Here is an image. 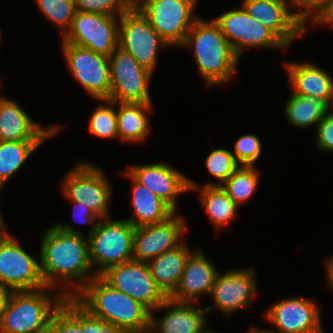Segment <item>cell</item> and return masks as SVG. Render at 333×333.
<instances>
[{"mask_svg": "<svg viewBox=\"0 0 333 333\" xmlns=\"http://www.w3.org/2000/svg\"><path fill=\"white\" fill-rule=\"evenodd\" d=\"M126 171L174 212L178 209V196L190 192L189 177L167 163L131 165Z\"/></svg>", "mask_w": 333, "mask_h": 333, "instance_id": "18", "label": "cell"}, {"mask_svg": "<svg viewBox=\"0 0 333 333\" xmlns=\"http://www.w3.org/2000/svg\"><path fill=\"white\" fill-rule=\"evenodd\" d=\"M328 114L333 117V97L330 99V102L328 104Z\"/></svg>", "mask_w": 333, "mask_h": 333, "instance_id": "46", "label": "cell"}, {"mask_svg": "<svg viewBox=\"0 0 333 333\" xmlns=\"http://www.w3.org/2000/svg\"><path fill=\"white\" fill-rule=\"evenodd\" d=\"M195 249L190 250L188 245L182 242L176 248L163 252L148 262L154 281L168 298L177 289L187 258Z\"/></svg>", "mask_w": 333, "mask_h": 333, "instance_id": "25", "label": "cell"}, {"mask_svg": "<svg viewBox=\"0 0 333 333\" xmlns=\"http://www.w3.org/2000/svg\"><path fill=\"white\" fill-rule=\"evenodd\" d=\"M166 310L161 318L154 311ZM206 308H196L194 303L177 302L168 298L150 312V332L153 333H201L207 328Z\"/></svg>", "mask_w": 333, "mask_h": 333, "instance_id": "21", "label": "cell"}, {"mask_svg": "<svg viewBox=\"0 0 333 333\" xmlns=\"http://www.w3.org/2000/svg\"><path fill=\"white\" fill-rule=\"evenodd\" d=\"M88 333H126L115 325L92 316L88 312Z\"/></svg>", "mask_w": 333, "mask_h": 333, "instance_id": "40", "label": "cell"}, {"mask_svg": "<svg viewBox=\"0 0 333 333\" xmlns=\"http://www.w3.org/2000/svg\"><path fill=\"white\" fill-rule=\"evenodd\" d=\"M260 180L256 166H240L221 186L239 206L252 198Z\"/></svg>", "mask_w": 333, "mask_h": 333, "instance_id": "31", "label": "cell"}, {"mask_svg": "<svg viewBox=\"0 0 333 333\" xmlns=\"http://www.w3.org/2000/svg\"><path fill=\"white\" fill-rule=\"evenodd\" d=\"M134 234L135 227L125 218L99 219L88 236L90 263L97 276L112 266L133 259Z\"/></svg>", "mask_w": 333, "mask_h": 333, "instance_id": "5", "label": "cell"}, {"mask_svg": "<svg viewBox=\"0 0 333 333\" xmlns=\"http://www.w3.org/2000/svg\"><path fill=\"white\" fill-rule=\"evenodd\" d=\"M134 4L138 1V0H131Z\"/></svg>", "mask_w": 333, "mask_h": 333, "instance_id": "50", "label": "cell"}, {"mask_svg": "<svg viewBox=\"0 0 333 333\" xmlns=\"http://www.w3.org/2000/svg\"><path fill=\"white\" fill-rule=\"evenodd\" d=\"M124 175L131 180L132 217L125 218L134 227L161 223L175 212L158 196L137 182L126 170Z\"/></svg>", "mask_w": 333, "mask_h": 333, "instance_id": "24", "label": "cell"}, {"mask_svg": "<svg viewBox=\"0 0 333 333\" xmlns=\"http://www.w3.org/2000/svg\"><path fill=\"white\" fill-rule=\"evenodd\" d=\"M46 141H0V186L4 187Z\"/></svg>", "mask_w": 333, "mask_h": 333, "instance_id": "29", "label": "cell"}, {"mask_svg": "<svg viewBox=\"0 0 333 333\" xmlns=\"http://www.w3.org/2000/svg\"><path fill=\"white\" fill-rule=\"evenodd\" d=\"M61 51L69 74L88 95L97 100L109 99V57L67 42H61Z\"/></svg>", "mask_w": 333, "mask_h": 333, "instance_id": "10", "label": "cell"}, {"mask_svg": "<svg viewBox=\"0 0 333 333\" xmlns=\"http://www.w3.org/2000/svg\"><path fill=\"white\" fill-rule=\"evenodd\" d=\"M74 299L92 316L126 333L150 330V311L129 295L112 288L100 276L91 279Z\"/></svg>", "mask_w": 333, "mask_h": 333, "instance_id": "2", "label": "cell"}, {"mask_svg": "<svg viewBox=\"0 0 333 333\" xmlns=\"http://www.w3.org/2000/svg\"><path fill=\"white\" fill-rule=\"evenodd\" d=\"M325 274L327 280V286L330 290L333 291V255L329 256V258L325 259Z\"/></svg>", "mask_w": 333, "mask_h": 333, "instance_id": "42", "label": "cell"}, {"mask_svg": "<svg viewBox=\"0 0 333 333\" xmlns=\"http://www.w3.org/2000/svg\"><path fill=\"white\" fill-rule=\"evenodd\" d=\"M242 7L252 18L267 27L287 48L307 31L294 16L288 2L243 0Z\"/></svg>", "mask_w": 333, "mask_h": 333, "instance_id": "19", "label": "cell"}, {"mask_svg": "<svg viewBox=\"0 0 333 333\" xmlns=\"http://www.w3.org/2000/svg\"><path fill=\"white\" fill-rule=\"evenodd\" d=\"M62 128L41 127L17 102L0 95V141H48Z\"/></svg>", "mask_w": 333, "mask_h": 333, "instance_id": "20", "label": "cell"}, {"mask_svg": "<svg viewBox=\"0 0 333 333\" xmlns=\"http://www.w3.org/2000/svg\"><path fill=\"white\" fill-rule=\"evenodd\" d=\"M234 157L240 166H255L262 152L259 136L255 134L241 135L234 143Z\"/></svg>", "mask_w": 333, "mask_h": 333, "instance_id": "36", "label": "cell"}, {"mask_svg": "<svg viewBox=\"0 0 333 333\" xmlns=\"http://www.w3.org/2000/svg\"><path fill=\"white\" fill-rule=\"evenodd\" d=\"M0 285L10 291H30L47 287L35 259L9 232L0 233Z\"/></svg>", "mask_w": 333, "mask_h": 333, "instance_id": "8", "label": "cell"}, {"mask_svg": "<svg viewBox=\"0 0 333 333\" xmlns=\"http://www.w3.org/2000/svg\"><path fill=\"white\" fill-rule=\"evenodd\" d=\"M180 47L193 50L195 63L207 87L227 83L237 70L240 58L214 19L209 22L199 17Z\"/></svg>", "mask_w": 333, "mask_h": 333, "instance_id": "3", "label": "cell"}, {"mask_svg": "<svg viewBox=\"0 0 333 333\" xmlns=\"http://www.w3.org/2000/svg\"><path fill=\"white\" fill-rule=\"evenodd\" d=\"M247 333H271L267 330V328H257L255 326L249 328Z\"/></svg>", "mask_w": 333, "mask_h": 333, "instance_id": "45", "label": "cell"}, {"mask_svg": "<svg viewBox=\"0 0 333 333\" xmlns=\"http://www.w3.org/2000/svg\"><path fill=\"white\" fill-rule=\"evenodd\" d=\"M330 0H289V8H296L298 11L294 12V16L306 26L313 24L319 16L327 9Z\"/></svg>", "mask_w": 333, "mask_h": 333, "instance_id": "37", "label": "cell"}, {"mask_svg": "<svg viewBox=\"0 0 333 333\" xmlns=\"http://www.w3.org/2000/svg\"><path fill=\"white\" fill-rule=\"evenodd\" d=\"M321 24L333 25V0H330L327 9L319 16V18L312 25L318 26Z\"/></svg>", "mask_w": 333, "mask_h": 333, "instance_id": "41", "label": "cell"}, {"mask_svg": "<svg viewBox=\"0 0 333 333\" xmlns=\"http://www.w3.org/2000/svg\"><path fill=\"white\" fill-rule=\"evenodd\" d=\"M44 287L30 291H11L5 305L0 333H47L53 313L66 299L59 291Z\"/></svg>", "mask_w": 333, "mask_h": 333, "instance_id": "4", "label": "cell"}, {"mask_svg": "<svg viewBox=\"0 0 333 333\" xmlns=\"http://www.w3.org/2000/svg\"><path fill=\"white\" fill-rule=\"evenodd\" d=\"M47 333H88V311L74 298H66L53 313Z\"/></svg>", "mask_w": 333, "mask_h": 333, "instance_id": "30", "label": "cell"}, {"mask_svg": "<svg viewBox=\"0 0 333 333\" xmlns=\"http://www.w3.org/2000/svg\"><path fill=\"white\" fill-rule=\"evenodd\" d=\"M100 277L112 288L141 303L150 312L168 299L154 281L146 262L132 259L108 268Z\"/></svg>", "mask_w": 333, "mask_h": 333, "instance_id": "12", "label": "cell"}, {"mask_svg": "<svg viewBox=\"0 0 333 333\" xmlns=\"http://www.w3.org/2000/svg\"><path fill=\"white\" fill-rule=\"evenodd\" d=\"M10 293L11 291L9 289L0 285V323L2 321L5 305L7 303Z\"/></svg>", "mask_w": 333, "mask_h": 333, "instance_id": "43", "label": "cell"}, {"mask_svg": "<svg viewBox=\"0 0 333 333\" xmlns=\"http://www.w3.org/2000/svg\"><path fill=\"white\" fill-rule=\"evenodd\" d=\"M201 186L189 178V191L200 192V202L208 220L218 230L234 221L238 205L228 196L222 186ZM200 188V189H199Z\"/></svg>", "mask_w": 333, "mask_h": 333, "instance_id": "27", "label": "cell"}, {"mask_svg": "<svg viewBox=\"0 0 333 333\" xmlns=\"http://www.w3.org/2000/svg\"><path fill=\"white\" fill-rule=\"evenodd\" d=\"M322 307L315 300L288 297L275 302L264 313L265 320L277 329L271 333H324Z\"/></svg>", "mask_w": 333, "mask_h": 333, "instance_id": "15", "label": "cell"}, {"mask_svg": "<svg viewBox=\"0 0 333 333\" xmlns=\"http://www.w3.org/2000/svg\"><path fill=\"white\" fill-rule=\"evenodd\" d=\"M185 218L175 212L167 220L135 227L133 260L148 263L163 252L180 245V238L187 232Z\"/></svg>", "mask_w": 333, "mask_h": 333, "instance_id": "17", "label": "cell"}, {"mask_svg": "<svg viewBox=\"0 0 333 333\" xmlns=\"http://www.w3.org/2000/svg\"><path fill=\"white\" fill-rule=\"evenodd\" d=\"M292 94L311 97L329 104L333 97V77L327 70L311 62L289 61L284 63Z\"/></svg>", "mask_w": 333, "mask_h": 333, "instance_id": "23", "label": "cell"}, {"mask_svg": "<svg viewBox=\"0 0 333 333\" xmlns=\"http://www.w3.org/2000/svg\"><path fill=\"white\" fill-rule=\"evenodd\" d=\"M119 140L129 143H142L151 130L149 112L152 103H116Z\"/></svg>", "mask_w": 333, "mask_h": 333, "instance_id": "26", "label": "cell"}, {"mask_svg": "<svg viewBox=\"0 0 333 333\" xmlns=\"http://www.w3.org/2000/svg\"><path fill=\"white\" fill-rule=\"evenodd\" d=\"M253 270L254 268H235L222 274L219 271L209 295L212 297L213 305L205 307L207 313L218 309L224 317H229L238 310L247 309L258 289Z\"/></svg>", "mask_w": 333, "mask_h": 333, "instance_id": "16", "label": "cell"}, {"mask_svg": "<svg viewBox=\"0 0 333 333\" xmlns=\"http://www.w3.org/2000/svg\"><path fill=\"white\" fill-rule=\"evenodd\" d=\"M201 333H218L217 331H214V329L212 330V328L211 329H209L208 327L204 330V331H202Z\"/></svg>", "mask_w": 333, "mask_h": 333, "instance_id": "47", "label": "cell"}, {"mask_svg": "<svg viewBox=\"0 0 333 333\" xmlns=\"http://www.w3.org/2000/svg\"><path fill=\"white\" fill-rule=\"evenodd\" d=\"M285 115L289 124L296 128L315 126L328 113V104L311 97L291 94L285 104Z\"/></svg>", "mask_w": 333, "mask_h": 333, "instance_id": "28", "label": "cell"}, {"mask_svg": "<svg viewBox=\"0 0 333 333\" xmlns=\"http://www.w3.org/2000/svg\"><path fill=\"white\" fill-rule=\"evenodd\" d=\"M76 11L121 16L135 4L131 0H75Z\"/></svg>", "mask_w": 333, "mask_h": 333, "instance_id": "35", "label": "cell"}, {"mask_svg": "<svg viewBox=\"0 0 333 333\" xmlns=\"http://www.w3.org/2000/svg\"><path fill=\"white\" fill-rule=\"evenodd\" d=\"M218 272V268L196 247L187 258L177 289L169 298L196 303L200 296L210 295Z\"/></svg>", "mask_w": 333, "mask_h": 333, "instance_id": "22", "label": "cell"}, {"mask_svg": "<svg viewBox=\"0 0 333 333\" xmlns=\"http://www.w3.org/2000/svg\"><path fill=\"white\" fill-rule=\"evenodd\" d=\"M205 166L217 180V183L208 182L205 186H221L240 167L233 152L225 148L210 151L205 160Z\"/></svg>", "mask_w": 333, "mask_h": 333, "instance_id": "33", "label": "cell"}, {"mask_svg": "<svg viewBox=\"0 0 333 333\" xmlns=\"http://www.w3.org/2000/svg\"><path fill=\"white\" fill-rule=\"evenodd\" d=\"M41 240L38 258L46 286L59 289L65 298H74L97 276L90 263L88 236L58 222L46 229Z\"/></svg>", "mask_w": 333, "mask_h": 333, "instance_id": "1", "label": "cell"}, {"mask_svg": "<svg viewBox=\"0 0 333 333\" xmlns=\"http://www.w3.org/2000/svg\"><path fill=\"white\" fill-rule=\"evenodd\" d=\"M102 104L92 112L89 119L88 132L102 139L119 140L117 127L116 103L110 100H99ZM107 104V105H106Z\"/></svg>", "mask_w": 333, "mask_h": 333, "instance_id": "32", "label": "cell"}, {"mask_svg": "<svg viewBox=\"0 0 333 333\" xmlns=\"http://www.w3.org/2000/svg\"><path fill=\"white\" fill-rule=\"evenodd\" d=\"M103 170L91 162H77L60 183L62 195L87 206L99 218L111 217L112 186Z\"/></svg>", "mask_w": 333, "mask_h": 333, "instance_id": "6", "label": "cell"}, {"mask_svg": "<svg viewBox=\"0 0 333 333\" xmlns=\"http://www.w3.org/2000/svg\"><path fill=\"white\" fill-rule=\"evenodd\" d=\"M71 203H73V220L77 223L82 224H91L90 229L87 232V236H89L92 231L95 229L97 222L99 221V218L93 213L91 209H89L87 206H83L81 202L70 200ZM79 219V220H78Z\"/></svg>", "mask_w": 333, "mask_h": 333, "instance_id": "39", "label": "cell"}, {"mask_svg": "<svg viewBox=\"0 0 333 333\" xmlns=\"http://www.w3.org/2000/svg\"><path fill=\"white\" fill-rule=\"evenodd\" d=\"M213 19L239 58L243 51L250 47L287 49L267 27L252 18L242 6Z\"/></svg>", "mask_w": 333, "mask_h": 333, "instance_id": "14", "label": "cell"}, {"mask_svg": "<svg viewBox=\"0 0 333 333\" xmlns=\"http://www.w3.org/2000/svg\"><path fill=\"white\" fill-rule=\"evenodd\" d=\"M269 1H276V2H288V0H269Z\"/></svg>", "mask_w": 333, "mask_h": 333, "instance_id": "48", "label": "cell"}, {"mask_svg": "<svg viewBox=\"0 0 333 333\" xmlns=\"http://www.w3.org/2000/svg\"><path fill=\"white\" fill-rule=\"evenodd\" d=\"M1 34H2V32H1V29H0V44H1V41H2L1 40L2 39V35Z\"/></svg>", "mask_w": 333, "mask_h": 333, "instance_id": "49", "label": "cell"}, {"mask_svg": "<svg viewBox=\"0 0 333 333\" xmlns=\"http://www.w3.org/2000/svg\"><path fill=\"white\" fill-rule=\"evenodd\" d=\"M198 0H138L135 6L170 46L180 47L199 18L195 14Z\"/></svg>", "mask_w": 333, "mask_h": 333, "instance_id": "7", "label": "cell"}, {"mask_svg": "<svg viewBox=\"0 0 333 333\" xmlns=\"http://www.w3.org/2000/svg\"><path fill=\"white\" fill-rule=\"evenodd\" d=\"M2 189H4V187L0 186V193H1ZM6 227H7V224L3 220V216L1 213V209H0V232L1 233L8 232V229Z\"/></svg>", "mask_w": 333, "mask_h": 333, "instance_id": "44", "label": "cell"}, {"mask_svg": "<svg viewBox=\"0 0 333 333\" xmlns=\"http://www.w3.org/2000/svg\"><path fill=\"white\" fill-rule=\"evenodd\" d=\"M119 22V16L76 11L61 42L88 48L109 57L119 45Z\"/></svg>", "mask_w": 333, "mask_h": 333, "instance_id": "13", "label": "cell"}, {"mask_svg": "<svg viewBox=\"0 0 333 333\" xmlns=\"http://www.w3.org/2000/svg\"><path fill=\"white\" fill-rule=\"evenodd\" d=\"M110 95L115 103H152L150 83L152 74L119 45L109 56Z\"/></svg>", "mask_w": 333, "mask_h": 333, "instance_id": "9", "label": "cell"}, {"mask_svg": "<svg viewBox=\"0 0 333 333\" xmlns=\"http://www.w3.org/2000/svg\"><path fill=\"white\" fill-rule=\"evenodd\" d=\"M40 11L61 29V38L69 30L76 14L75 0H35Z\"/></svg>", "mask_w": 333, "mask_h": 333, "instance_id": "34", "label": "cell"}, {"mask_svg": "<svg viewBox=\"0 0 333 333\" xmlns=\"http://www.w3.org/2000/svg\"><path fill=\"white\" fill-rule=\"evenodd\" d=\"M315 130L317 148L324 152H333V117L327 113Z\"/></svg>", "mask_w": 333, "mask_h": 333, "instance_id": "38", "label": "cell"}, {"mask_svg": "<svg viewBox=\"0 0 333 333\" xmlns=\"http://www.w3.org/2000/svg\"><path fill=\"white\" fill-rule=\"evenodd\" d=\"M119 46L129 52L142 67L153 73L158 52L169 45L134 6L120 16Z\"/></svg>", "mask_w": 333, "mask_h": 333, "instance_id": "11", "label": "cell"}]
</instances>
